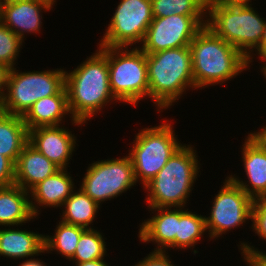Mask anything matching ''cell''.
<instances>
[{
	"instance_id": "obj_13",
	"label": "cell",
	"mask_w": 266,
	"mask_h": 266,
	"mask_svg": "<svg viewBox=\"0 0 266 266\" xmlns=\"http://www.w3.org/2000/svg\"><path fill=\"white\" fill-rule=\"evenodd\" d=\"M53 4L46 0H0V21L23 40L24 32L40 31L41 10L52 9Z\"/></svg>"
},
{
	"instance_id": "obj_18",
	"label": "cell",
	"mask_w": 266,
	"mask_h": 266,
	"mask_svg": "<svg viewBox=\"0 0 266 266\" xmlns=\"http://www.w3.org/2000/svg\"><path fill=\"white\" fill-rule=\"evenodd\" d=\"M67 169H59L53 175L35 185L29 193L35 202L30 201L35 218L38 216V206L62 207L66 199L74 192V183Z\"/></svg>"
},
{
	"instance_id": "obj_7",
	"label": "cell",
	"mask_w": 266,
	"mask_h": 266,
	"mask_svg": "<svg viewBox=\"0 0 266 266\" xmlns=\"http://www.w3.org/2000/svg\"><path fill=\"white\" fill-rule=\"evenodd\" d=\"M64 69L17 72L10 69L0 111L23 116L38 100L58 94L65 87Z\"/></svg>"
},
{
	"instance_id": "obj_6",
	"label": "cell",
	"mask_w": 266,
	"mask_h": 266,
	"mask_svg": "<svg viewBox=\"0 0 266 266\" xmlns=\"http://www.w3.org/2000/svg\"><path fill=\"white\" fill-rule=\"evenodd\" d=\"M110 89L118 101L137 105L149 96L146 53L140 48L106 47Z\"/></svg>"
},
{
	"instance_id": "obj_40",
	"label": "cell",
	"mask_w": 266,
	"mask_h": 266,
	"mask_svg": "<svg viewBox=\"0 0 266 266\" xmlns=\"http://www.w3.org/2000/svg\"><path fill=\"white\" fill-rule=\"evenodd\" d=\"M244 260L246 261L247 265H249V266H253V265L250 264L246 259H244Z\"/></svg>"
},
{
	"instance_id": "obj_15",
	"label": "cell",
	"mask_w": 266,
	"mask_h": 266,
	"mask_svg": "<svg viewBox=\"0 0 266 266\" xmlns=\"http://www.w3.org/2000/svg\"><path fill=\"white\" fill-rule=\"evenodd\" d=\"M59 169L28 142L15 163L14 184L23 190L30 191L35 185Z\"/></svg>"
},
{
	"instance_id": "obj_37",
	"label": "cell",
	"mask_w": 266,
	"mask_h": 266,
	"mask_svg": "<svg viewBox=\"0 0 266 266\" xmlns=\"http://www.w3.org/2000/svg\"><path fill=\"white\" fill-rule=\"evenodd\" d=\"M255 51L258 52L257 54H259V55L266 53V25H265V29L263 32L261 44L257 50L255 49Z\"/></svg>"
},
{
	"instance_id": "obj_10",
	"label": "cell",
	"mask_w": 266,
	"mask_h": 266,
	"mask_svg": "<svg viewBox=\"0 0 266 266\" xmlns=\"http://www.w3.org/2000/svg\"><path fill=\"white\" fill-rule=\"evenodd\" d=\"M99 46L128 47L143 42L153 20L151 0H121Z\"/></svg>"
},
{
	"instance_id": "obj_12",
	"label": "cell",
	"mask_w": 266,
	"mask_h": 266,
	"mask_svg": "<svg viewBox=\"0 0 266 266\" xmlns=\"http://www.w3.org/2000/svg\"><path fill=\"white\" fill-rule=\"evenodd\" d=\"M203 17L205 16L173 14L163 18H153L140 49L146 54H151L189 46L195 35L206 26L207 20H203Z\"/></svg>"
},
{
	"instance_id": "obj_17",
	"label": "cell",
	"mask_w": 266,
	"mask_h": 266,
	"mask_svg": "<svg viewBox=\"0 0 266 266\" xmlns=\"http://www.w3.org/2000/svg\"><path fill=\"white\" fill-rule=\"evenodd\" d=\"M247 140V141H246ZM242 145L244 170L248 177V182L240 181L232 175L229 178L234 181L247 195L253 199L266 196V150L261 149L249 137Z\"/></svg>"
},
{
	"instance_id": "obj_25",
	"label": "cell",
	"mask_w": 266,
	"mask_h": 266,
	"mask_svg": "<svg viewBox=\"0 0 266 266\" xmlns=\"http://www.w3.org/2000/svg\"><path fill=\"white\" fill-rule=\"evenodd\" d=\"M86 230V228L77 226V225H70L64 223L62 221L56 226L54 236H45L44 237V244H45V251L49 253V251L56 250L62 256L66 257L71 261V258L75 254V249L77 247L79 238L81 234Z\"/></svg>"
},
{
	"instance_id": "obj_16",
	"label": "cell",
	"mask_w": 266,
	"mask_h": 266,
	"mask_svg": "<svg viewBox=\"0 0 266 266\" xmlns=\"http://www.w3.org/2000/svg\"><path fill=\"white\" fill-rule=\"evenodd\" d=\"M151 211H159L153 217L143 222L139 229V237L142 242L157 243L154 251H165L175 248V236L178 228V209L171 207L151 208ZM165 248V249H164Z\"/></svg>"
},
{
	"instance_id": "obj_39",
	"label": "cell",
	"mask_w": 266,
	"mask_h": 266,
	"mask_svg": "<svg viewBox=\"0 0 266 266\" xmlns=\"http://www.w3.org/2000/svg\"><path fill=\"white\" fill-rule=\"evenodd\" d=\"M259 58H262L263 62L264 61L266 62V53L265 54H261ZM264 64H265L264 66H261L262 67L261 72H263V75L266 78V63H264Z\"/></svg>"
},
{
	"instance_id": "obj_30",
	"label": "cell",
	"mask_w": 266,
	"mask_h": 266,
	"mask_svg": "<svg viewBox=\"0 0 266 266\" xmlns=\"http://www.w3.org/2000/svg\"><path fill=\"white\" fill-rule=\"evenodd\" d=\"M15 163L8 157L0 154V188L14 185Z\"/></svg>"
},
{
	"instance_id": "obj_14",
	"label": "cell",
	"mask_w": 266,
	"mask_h": 266,
	"mask_svg": "<svg viewBox=\"0 0 266 266\" xmlns=\"http://www.w3.org/2000/svg\"><path fill=\"white\" fill-rule=\"evenodd\" d=\"M42 126L29 130V143L60 169H66L76 138L64 127Z\"/></svg>"
},
{
	"instance_id": "obj_19",
	"label": "cell",
	"mask_w": 266,
	"mask_h": 266,
	"mask_svg": "<svg viewBox=\"0 0 266 266\" xmlns=\"http://www.w3.org/2000/svg\"><path fill=\"white\" fill-rule=\"evenodd\" d=\"M69 113L71 114L68 95L64 87L58 94L41 98L35 102L22 118L30 130L42 126L59 125L63 116Z\"/></svg>"
},
{
	"instance_id": "obj_33",
	"label": "cell",
	"mask_w": 266,
	"mask_h": 266,
	"mask_svg": "<svg viewBox=\"0 0 266 266\" xmlns=\"http://www.w3.org/2000/svg\"><path fill=\"white\" fill-rule=\"evenodd\" d=\"M248 137L255 142L261 149L266 150V126L259 132L250 133Z\"/></svg>"
},
{
	"instance_id": "obj_26",
	"label": "cell",
	"mask_w": 266,
	"mask_h": 266,
	"mask_svg": "<svg viewBox=\"0 0 266 266\" xmlns=\"http://www.w3.org/2000/svg\"><path fill=\"white\" fill-rule=\"evenodd\" d=\"M154 18L167 16H204L207 12V0H151ZM205 13V14H204Z\"/></svg>"
},
{
	"instance_id": "obj_24",
	"label": "cell",
	"mask_w": 266,
	"mask_h": 266,
	"mask_svg": "<svg viewBox=\"0 0 266 266\" xmlns=\"http://www.w3.org/2000/svg\"><path fill=\"white\" fill-rule=\"evenodd\" d=\"M178 209V228L175 236V248H193L204 235L206 229L205 216Z\"/></svg>"
},
{
	"instance_id": "obj_22",
	"label": "cell",
	"mask_w": 266,
	"mask_h": 266,
	"mask_svg": "<svg viewBox=\"0 0 266 266\" xmlns=\"http://www.w3.org/2000/svg\"><path fill=\"white\" fill-rule=\"evenodd\" d=\"M29 142V130L22 116L0 111V154L16 163Z\"/></svg>"
},
{
	"instance_id": "obj_20",
	"label": "cell",
	"mask_w": 266,
	"mask_h": 266,
	"mask_svg": "<svg viewBox=\"0 0 266 266\" xmlns=\"http://www.w3.org/2000/svg\"><path fill=\"white\" fill-rule=\"evenodd\" d=\"M45 235L31 231L0 228V256L24 259L45 252Z\"/></svg>"
},
{
	"instance_id": "obj_9",
	"label": "cell",
	"mask_w": 266,
	"mask_h": 266,
	"mask_svg": "<svg viewBox=\"0 0 266 266\" xmlns=\"http://www.w3.org/2000/svg\"><path fill=\"white\" fill-rule=\"evenodd\" d=\"M90 165L80 189L99 205L102 201L117 197L137 183L130 156L96 161Z\"/></svg>"
},
{
	"instance_id": "obj_1",
	"label": "cell",
	"mask_w": 266,
	"mask_h": 266,
	"mask_svg": "<svg viewBox=\"0 0 266 266\" xmlns=\"http://www.w3.org/2000/svg\"><path fill=\"white\" fill-rule=\"evenodd\" d=\"M65 88L73 125L84 124L105 104L117 100L110 89L106 46H99L72 72H65Z\"/></svg>"
},
{
	"instance_id": "obj_34",
	"label": "cell",
	"mask_w": 266,
	"mask_h": 266,
	"mask_svg": "<svg viewBox=\"0 0 266 266\" xmlns=\"http://www.w3.org/2000/svg\"><path fill=\"white\" fill-rule=\"evenodd\" d=\"M9 70L10 69L8 67L0 63V103L2 102L4 94H5L4 89H6L7 76H8Z\"/></svg>"
},
{
	"instance_id": "obj_38",
	"label": "cell",
	"mask_w": 266,
	"mask_h": 266,
	"mask_svg": "<svg viewBox=\"0 0 266 266\" xmlns=\"http://www.w3.org/2000/svg\"><path fill=\"white\" fill-rule=\"evenodd\" d=\"M250 0H207V3L230 2V3H249Z\"/></svg>"
},
{
	"instance_id": "obj_21",
	"label": "cell",
	"mask_w": 266,
	"mask_h": 266,
	"mask_svg": "<svg viewBox=\"0 0 266 266\" xmlns=\"http://www.w3.org/2000/svg\"><path fill=\"white\" fill-rule=\"evenodd\" d=\"M28 196L29 191L15 184L0 188V226H18L35 218Z\"/></svg>"
},
{
	"instance_id": "obj_11",
	"label": "cell",
	"mask_w": 266,
	"mask_h": 266,
	"mask_svg": "<svg viewBox=\"0 0 266 266\" xmlns=\"http://www.w3.org/2000/svg\"><path fill=\"white\" fill-rule=\"evenodd\" d=\"M253 200L229 177L225 178L223 187L215 196L210 216H205L210 239L252 219Z\"/></svg>"
},
{
	"instance_id": "obj_8",
	"label": "cell",
	"mask_w": 266,
	"mask_h": 266,
	"mask_svg": "<svg viewBox=\"0 0 266 266\" xmlns=\"http://www.w3.org/2000/svg\"><path fill=\"white\" fill-rule=\"evenodd\" d=\"M129 156L133 163L136 182L147 184L166 165L182 146L175 137L171 124L143 128L135 137Z\"/></svg>"
},
{
	"instance_id": "obj_32",
	"label": "cell",
	"mask_w": 266,
	"mask_h": 266,
	"mask_svg": "<svg viewBox=\"0 0 266 266\" xmlns=\"http://www.w3.org/2000/svg\"><path fill=\"white\" fill-rule=\"evenodd\" d=\"M240 246L244 259H246L250 264L253 266H266V257L262 254V251H258L256 248L245 242L241 243Z\"/></svg>"
},
{
	"instance_id": "obj_36",
	"label": "cell",
	"mask_w": 266,
	"mask_h": 266,
	"mask_svg": "<svg viewBox=\"0 0 266 266\" xmlns=\"http://www.w3.org/2000/svg\"><path fill=\"white\" fill-rule=\"evenodd\" d=\"M19 266H47L43 261L38 258L37 259H27L23 263H21Z\"/></svg>"
},
{
	"instance_id": "obj_28",
	"label": "cell",
	"mask_w": 266,
	"mask_h": 266,
	"mask_svg": "<svg viewBox=\"0 0 266 266\" xmlns=\"http://www.w3.org/2000/svg\"><path fill=\"white\" fill-rule=\"evenodd\" d=\"M23 41L0 21V63L13 69Z\"/></svg>"
},
{
	"instance_id": "obj_29",
	"label": "cell",
	"mask_w": 266,
	"mask_h": 266,
	"mask_svg": "<svg viewBox=\"0 0 266 266\" xmlns=\"http://www.w3.org/2000/svg\"><path fill=\"white\" fill-rule=\"evenodd\" d=\"M251 221L252 229L266 241V196L253 200Z\"/></svg>"
},
{
	"instance_id": "obj_2",
	"label": "cell",
	"mask_w": 266,
	"mask_h": 266,
	"mask_svg": "<svg viewBox=\"0 0 266 266\" xmlns=\"http://www.w3.org/2000/svg\"><path fill=\"white\" fill-rule=\"evenodd\" d=\"M195 87L223 83L245 70L247 58L224 39L203 27L189 45Z\"/></svg>"
},
{
	"instance_id": "obj_31",
	"label": "cell",
	"mask_w": 266,
	"mask_h": 266,
	"mask_svg": "<svg viewBox=\"0 0 266 266\" xmlns=\"http://www.w3.org/2000/svg\"><path fill=\"white\" fill-rule=\"evenodd\" d=\"M166 251H153L142 261L134 266H175L171 264L169 256L165 253Z\"/></svg>"
},
{
	"instance_id": "obj_5",
	"label": "cell",
	"mask_w": 266,
	"mask_h": 266,
	"mask_svg": "<svg viewBox=\"0 0 266 266\" xmlns=\"http://www.w3.org/2000/svg\"><path fill=\"white\" fill-rule=\"evenodd\" d=\"M198 157L190 145H182L147 184L149 208L182 207L190 196L198 174Z\"/></svg>"
},
{
	"instance_id": "obj_4",
	"label": "cell",
	"mask_w": 266,
	"mask_h": 266,
	"mask_svg": "<svg viewBox=\"0 0 266 266\" xmlns=\"http://www.w3.org/2000/svg\"><path fill=\"white\" fill-rule=\"evenodd\" d=\"M250 5L230 2L207 3L210 18L206 23L217 37L238 49L249 64L252 62L250 53L259 48L266 25L265 19Z\"/></svg>"
},
{
	"instance_id": "obj_35",
	"label": "cell",
	"mask_w": 266,
	"mask_h": 266,
	"mask_svg": "<svg viewBox=\"0 0 266 266\" xmlns=\"http://www.w3.org/2000/svg\"><path fill=\"white\" fill-rule=\"evenodd\" d=\"M76 266H109L103 259H96L82 263H75Z\"/></svg>"
},
{
	"instance_id": "obj_23",
	"label": "cell",
	"mask_w": 266,
	"mask_h": 266,
	"mask_svg": "<svg viewBox=\"0 0 266 266\" xmlns=\"http://www.w3.org/2000/svg\"><path fill=\"white\" fill-rule=\"evenodd\" d=\"M65 210L61 218L62 222L91 229L89 225L95 219L100 208L99 204L92 200L82 189L73 192L63 203Z\"/></svg>"
},
{
	"instance_id": "obj_3",
	"label": "cell",
	"mask_w": 266,
	"mask_h": 266,
	"mask_svg": "<svg viewBox=\"0 0 266 266\" xmlns=\"http://www.w3.org/2000/svg\"><path fill=\"white\" fill-rule=\"evenodd\" d=\"M149 97L159 109H167L187 88H196L189 46L146 54Z\"/></svg>"
},
{
	"instance_id": "obj_27",
	"label": "cell",
	"mask_w": 266,
	"mask_h": 266,
	"mask_svg": "<svg viewBox=\"0 0 266 266\" xmlns=\"http://www.w3.org/2000/svg\"><path fill=\"white\" fill-rule=\"evenodd\" d=\"M100 231L93 228L86 229L80 236L75 254L71 258L75 263L104 259L106 242Z\"/></svg>"
}]
</instances>
